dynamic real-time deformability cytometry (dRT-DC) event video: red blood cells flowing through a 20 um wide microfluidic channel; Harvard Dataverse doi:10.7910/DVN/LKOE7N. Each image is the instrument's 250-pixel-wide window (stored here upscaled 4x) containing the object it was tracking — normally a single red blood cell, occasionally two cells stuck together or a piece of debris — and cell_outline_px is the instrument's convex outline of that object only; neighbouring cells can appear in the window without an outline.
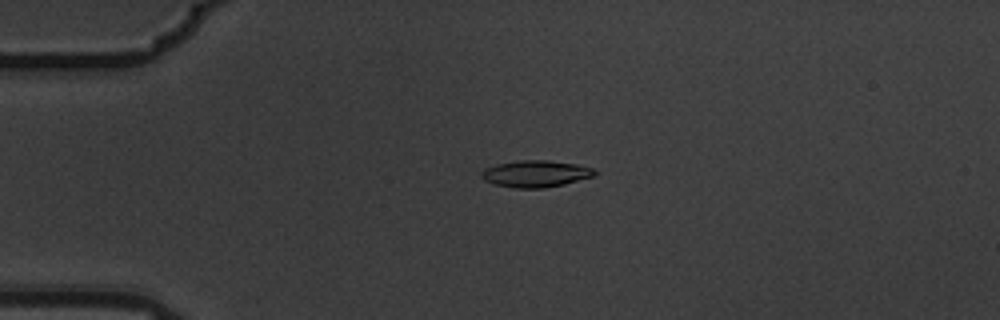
{"species": "common noctule bat (a hibernating species)", "species_latin": "Nyctalus noctula", "temperature_condition": "warm", "stored_images_in_passage": 3, "camera_frame_rate_fps": 3000, "um_per_image_px": 0.085, "animal": {"sex": "male", "body_mass_g": 19.5, "forearm_length_mm": 54.6}, "frame": {"image": 1, "passage_image": 3, "time_ms": 0.667, "image_size_px": [1000, 320], "cell_outline_px": [[596, 176], [564, 184], [544, 188], [516, 188], [496, 184], [484, 180], [480, 176], [480, 172], [484, 168], [496, 164], [520, 160], [548, 160], [576, 164], [592, 168], [596, 172]], "centroid_in_image_um": [45.52, 14.76], "position_along_channel_um": 39.5, "area_um2": 17.69}}